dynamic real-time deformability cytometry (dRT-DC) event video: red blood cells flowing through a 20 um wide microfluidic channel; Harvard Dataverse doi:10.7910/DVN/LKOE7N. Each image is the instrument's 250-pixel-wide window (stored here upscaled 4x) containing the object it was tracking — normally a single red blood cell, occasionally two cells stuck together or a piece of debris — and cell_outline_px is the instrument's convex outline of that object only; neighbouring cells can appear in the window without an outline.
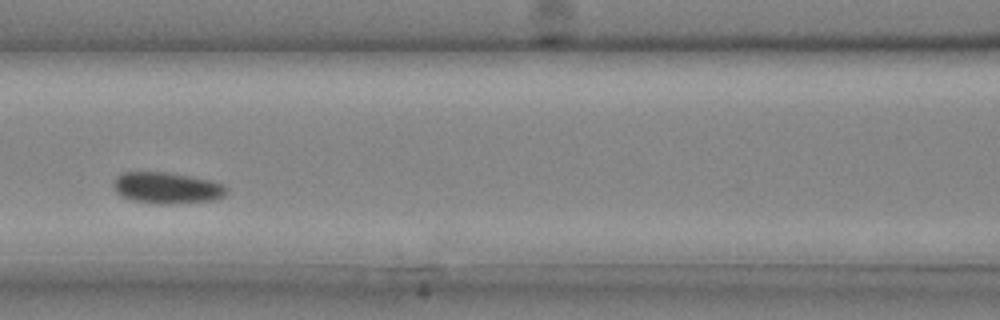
{"species": "common noctule bat (a hibernating species)", "species_latin": "Nyctalus noctula", "temperature_condition": "cold", "stored_images_in_passage": 24, "segment_of_instrument_passage": [1, 2], "camera_frame_rate_fps": 3000, "um_per_image_px": 0.085, "animal": {"sex": "male", "body_mass_g": 20.4}, "frame": {"image": 1, "passage_image": 6, "time_ms": 1.667, "image_size_px": [1000, 320], "cell_outline_px": [[228, 188], [224, 196], [216, 200], [172, 204], [160, 204], [128, 200], [116, 192], [112, 184], [116, 176], [124, 172], [168, 172], [192, 176], [212, 180], [224, 184]], "centroid_in_image_um": [14.2, 15.97], "position_along_channel_um": 152.4, "area_um2": 21.04}}
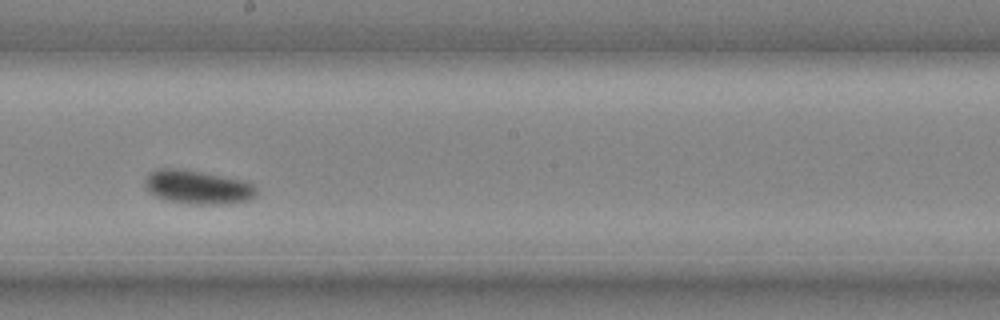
{"frame": {"image": 2, "passage_image": 10, "time_ms": 3.0, "image_size_px": [1000, 320], "cell_outline_px": [[256, 196], [252, 200], [224, 204], [188, 204], [164, 200], [156, 196], [148, 188], [148, 176], [152, 172], [160, 168], [176, 168], [200, 172], [244, 180], [256, 184]], "centroid_in_image_um": [16.91, 15.93], "position_along_channel_um": 231.3, "area_um2": 21.73}}
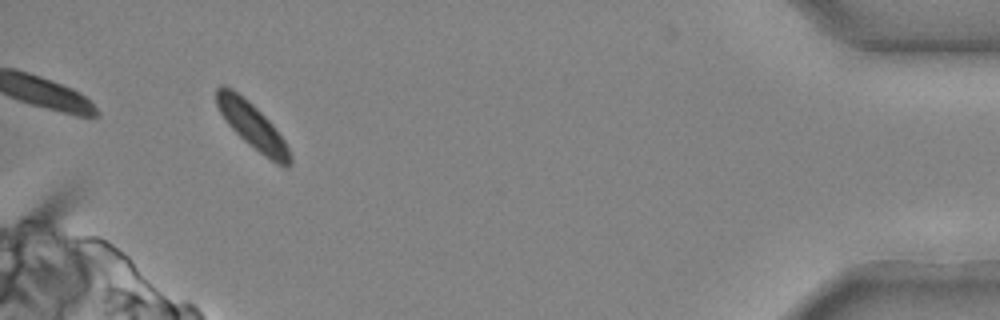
{"frame": {"image": 3, "passage_image": 22, "time_ms": 7.0, "image_size_px": [1000, 320], "cell_outline_px": [[292, 164], [288, 168], [284, 168], [276, 164], [264, 156], [244, 140], [228, 124], [220, 112], [216, 104], [216, 88], [220, 84], [224, 84], [232, 88], [248, 100], [272, 124], [284, 140], [292, 156]], "centroid_in_image_um": [21.46, 10.71], "position_along_channel_um": 413.7, "area_um2": 19.54}}